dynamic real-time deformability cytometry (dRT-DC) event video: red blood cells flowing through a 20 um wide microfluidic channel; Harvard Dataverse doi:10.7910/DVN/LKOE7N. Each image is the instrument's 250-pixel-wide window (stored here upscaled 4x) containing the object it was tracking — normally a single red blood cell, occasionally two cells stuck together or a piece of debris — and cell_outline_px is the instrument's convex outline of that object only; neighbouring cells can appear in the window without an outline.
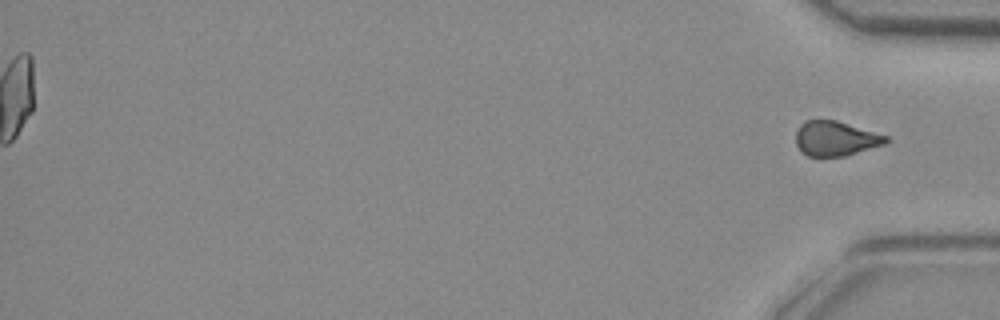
{"species": "common noctule bat (a hibernating species)", "species_latin": "Nyctalus noctula", "temperature_condition": "room temperature", "stored_images_in_passage": 49, "segment_of_instrument_passage": [2, 2], "camera_frame_rate_fps": 3000, "um_per_image_px": 0.085, "animal": {"sex": "female", "body_mass_g": 29.2, "forearm_length_mm": 56.3}, "frame": {"image": 1, "passage_image": 49, "time_ms": 16.0, "image_size_px": [1000, 320], "cell_outline_px": [[888, 140], [884, 144], [844, 156], [808, 156], [800, 152], [796, 144], [796, 132], [800, 124], [804, 120], [836, 120], [888, 136]], "centroid_in_image_um": [70.98, 11.77], "position_along_channel_um": 364.2, "area_um2": 18.15}}